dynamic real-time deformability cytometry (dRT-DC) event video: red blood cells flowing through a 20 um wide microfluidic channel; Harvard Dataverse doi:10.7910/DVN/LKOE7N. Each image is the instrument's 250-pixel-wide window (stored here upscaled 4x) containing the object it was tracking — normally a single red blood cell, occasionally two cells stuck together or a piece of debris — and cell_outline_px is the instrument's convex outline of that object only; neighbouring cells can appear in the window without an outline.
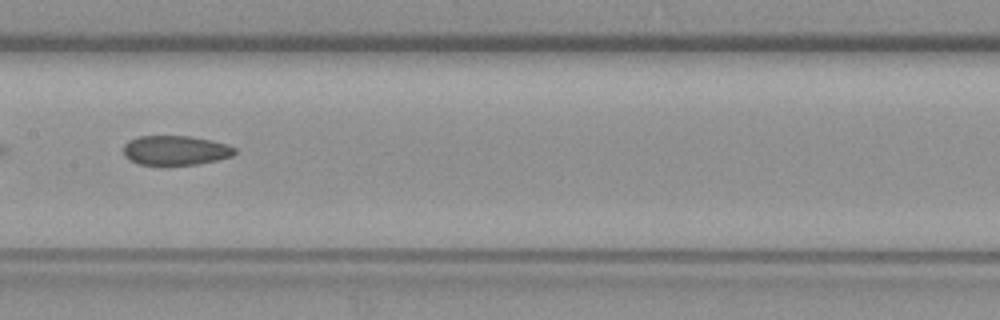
{"species": "common noctule bat (a hibernating species)", "species_latin": "Nyctalus noctula", "temperature_condition": "warm", "stored_images_in_passage": 22, "camera_frame_rate_fps": 3000, "um_per_image_px": 0.085, "animal": {"sex": "female", "body_mass_g": 19.3, "forearm_length_mm": 54.1}, "frame": {"image": 1, "passage_image": 13, "time_ms": 4.0, "image_size_px": [1000, 320], "cell_outline_px": [[232, 152], [224, 156], [208, 160], [184, 164], [148, 164], [136, 160], [128, 156], [128, 144], [136, 140], [156, 136], [168, 136], [196, 140], [216, 144], [232, 148]], "centroid_in_image_um": [14.83, 12.8], "position_along_channel_um": 192.6, "area_um2": 15.84}}